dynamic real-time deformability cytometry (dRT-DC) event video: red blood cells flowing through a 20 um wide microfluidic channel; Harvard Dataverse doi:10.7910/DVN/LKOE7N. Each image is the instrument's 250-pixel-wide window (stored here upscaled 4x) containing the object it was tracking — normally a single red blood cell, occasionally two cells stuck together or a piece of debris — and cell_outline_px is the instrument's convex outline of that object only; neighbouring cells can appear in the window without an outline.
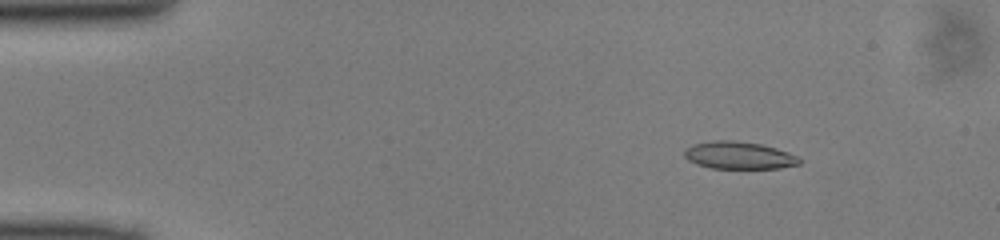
{"species": "common noctule bat (a hibernating species)", "species_latin": "Nyctalus noctula", "temperature_condition": "cold", "stored_images_in_passage": 49, "camera_frame_rate_fps": 3000, "um_per_image_px": 0.085, "animal": {"sex": "male", "body_mass_g": 13.0, "forearm_length_mm": 53.1}, "frame": {"image": 1, "passage_image": 7, "time_ms": 2.0, "image_size_px": [1000, 240], "cell_outline_px": [[800, 164], [780, 168], [712, 168], [696, 164], [688, 160], [684, 156], [684, 152], [692, 144], [712, 140], [732, 140], [760, 144], [776, 148], [800, 156]], "centroid_in_image_um": [62.82, 13.2], "position_along_channel_um": 22.2, "area_um2": 18.38}}
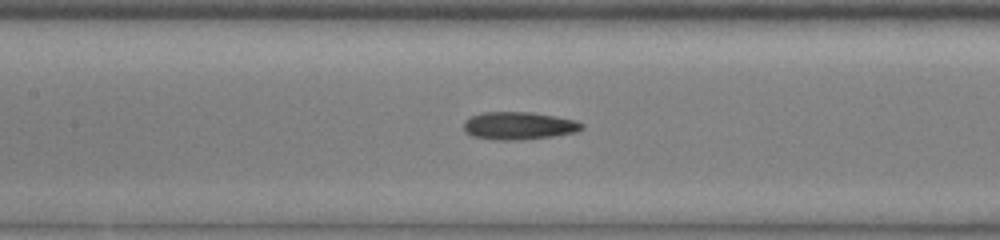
{"frame": {"image": 2, "passage_image": 23, "time_ms": 7.333, "image_size_px": [1000, 240], "cell_outline_px": [[584, 128], [576, 132], [552, 136], [516, 140], [496, 140], [472, 136], [464, 132], [464, 120], [468, 116], [480, 112], [532, 112], [556, 116], [576, 120], [584, 124]], "centroid_in_image_um": [44.06, 10.67], "position_along_channel_um": 163.3, "area_um2": 19.31}}
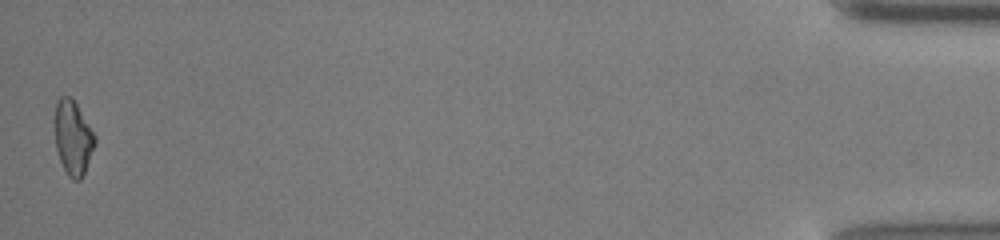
{"frame": {"image": 3, "passage_image": 49, "time_ms": 16.0, "image_size_px": [1000, 240], "cell_outline_px": [[96, 144], [84, 172], [80, 180], [72, 180], [68, 176], [60, 160], [56, 148], [52, 124], [52, 120], [56, 100], [60, 96], [72, 96], [96, 136]], "centroid_in_image_um": [6.16, 11.64], "position_along_channel_um": 429.0, "area_um2": 17.98}}